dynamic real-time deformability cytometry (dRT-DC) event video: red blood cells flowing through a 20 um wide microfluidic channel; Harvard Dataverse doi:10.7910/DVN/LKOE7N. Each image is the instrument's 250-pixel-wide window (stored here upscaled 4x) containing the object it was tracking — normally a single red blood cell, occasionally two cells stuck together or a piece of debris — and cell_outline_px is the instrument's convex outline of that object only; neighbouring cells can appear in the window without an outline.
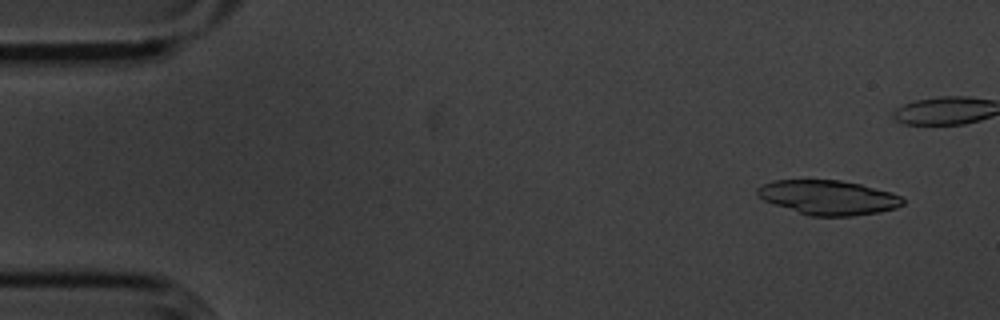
{"species": "common noctule bat (a hibernating species)", "species_latin": "Nyctalus noctula", "temperature_condition": "cold", "stored_images_in_passage": 42, "camera_frame_rate_fps": 3000, "um_per_image_px": 0.085, "animal": {"sex": "male", "body_mass_g": 20.1, "forearm_length_mm": 53.5}, "frame": {"image": 1, "passage_image": 2, "time_ms": 0.333, "image_size_px": [1000, 320], "cell_outline_px": [[904, 204], [896, 208], [880, 212], [852, 216], [808, 216], [764, 200], [756, 196], [756, 188], [772, 180], [840, 180], [860, 184], [892, 192], [900, 196], [904, 200]], "centroid_in_image_um": [70.4, 16.79], "position_along_channel_um": 14.6, "area_um2": 29.3}}